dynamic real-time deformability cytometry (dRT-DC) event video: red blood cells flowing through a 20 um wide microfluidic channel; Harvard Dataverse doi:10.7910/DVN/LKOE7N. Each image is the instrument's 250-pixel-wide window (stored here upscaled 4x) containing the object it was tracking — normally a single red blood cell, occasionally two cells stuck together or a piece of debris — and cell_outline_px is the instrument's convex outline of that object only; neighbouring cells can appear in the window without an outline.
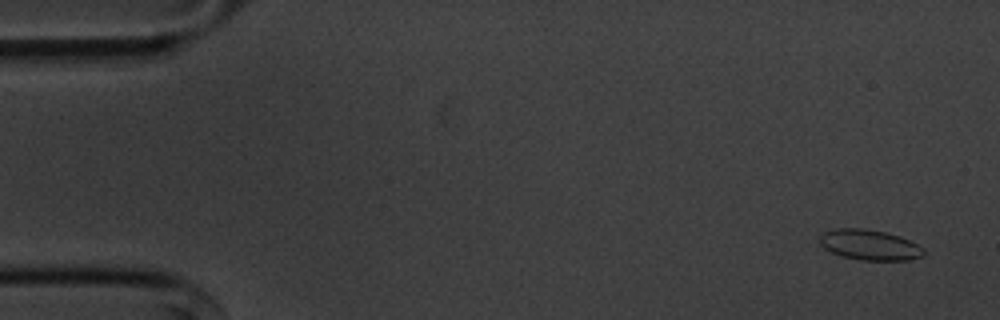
{"species": "common noctule bat (a hibernating species)", "species_latin": "Nyctalus noctula", "temperature_condition": "cold", "stored_images_in_passage": 56, "camera_frame_rate_fps": 3000, "um_per_image_px": 0.085, "animal": {"sex": "male", "body_mass_g": 20.1, "forearm_length_mm": 53.5}, "frame": {"image": 1, "passage_image": 3, "time_ms": 0.667, "image_size_px": [1000, 320], "cell_outline_px": [[924, 256], [908, 260], [860, 260], [844, 256], [832, 252], [824, 248], [820, 244], [820, 236], [824, 232], [836, 228], [864, 228], [884, 232], [900, 236], [924, 248]], "centroid_in_image_um": [73.92, 20.81], "position_along_channel_um": 11.1, "area_um2": 18.32}}
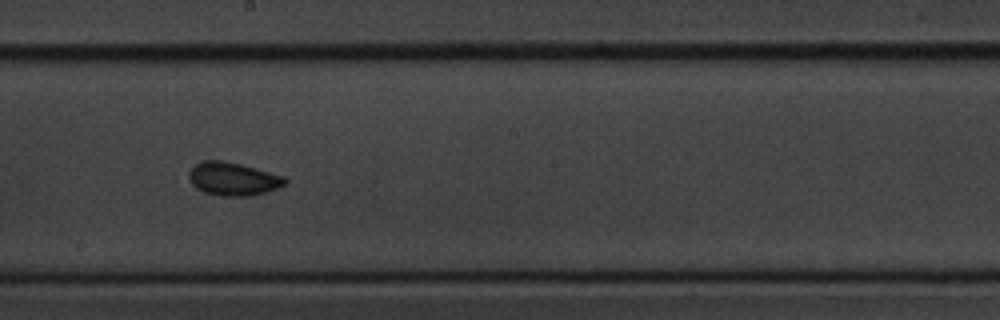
{"frame": {"image": 2, "passage_image": 31, "time_ms": 10.0, "image_size_px": [1000, 320], "cell_outline_px": [[288, 180], [284, 184], [276, 188], [264, 192], [248, 196], [224, 196], [204, 192], [196, 188], [192, 184], [188, 176], [192, 168], [196, 164], [204, 160], [220, 160], [240, 164], [284, 176]], "centroid_in_image_um": [19.79, 15.2], "position_along_channel_um": 228.4, "area_um2": 18.26}}
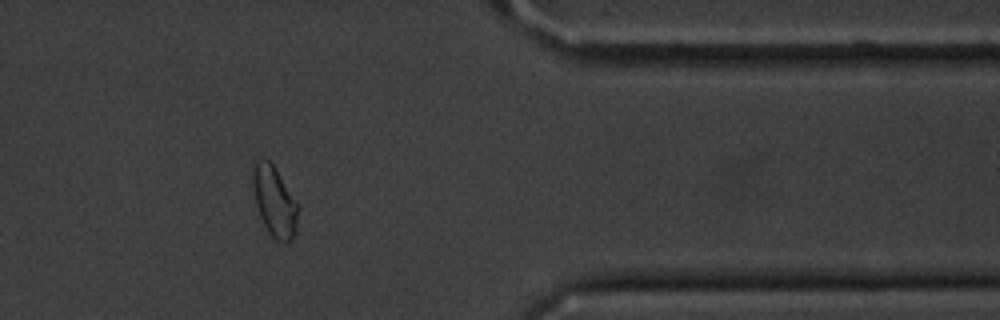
{"frame": {"image": 3, "passage_image": 46, "time_ms": 15.0, "image_size_px": [1000, 320], "cell_outline_px": [[300, 208], [296, 232], [292, 240], [288, 244], [276, 240], [268, 232], [260, 216], [256, 204], [252, 188], [252, 160], [260, 156], [268, 160], [272, 164], [300, 204]], "centroid_in_image_um": [23.34, 17.1], "position_along_channel_um": 388.1, "area_um2": 19.31}, "authors_computed_cell_mechanics": {"area_um2": 17.7157, "velocity_mm_per_s": 3.5814, "shape_relaxation_time_tau1_ms": 3.3461, "shape_relaxation_time_tau2_ms": 0.8589, "deformation_change_tau1": 0.1018, "deformation_change_tau2": 0.0558}}